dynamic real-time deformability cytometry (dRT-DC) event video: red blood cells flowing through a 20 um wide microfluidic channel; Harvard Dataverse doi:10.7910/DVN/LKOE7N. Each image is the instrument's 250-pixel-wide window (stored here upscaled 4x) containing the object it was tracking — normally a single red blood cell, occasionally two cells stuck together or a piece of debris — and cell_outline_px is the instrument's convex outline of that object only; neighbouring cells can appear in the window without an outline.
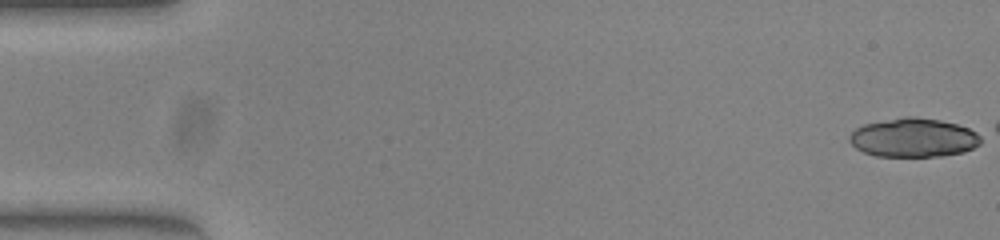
{"species": "common noctule bat (a hibernating species)", "species_latin": "Nyctalus noctula", "temperature_condition": "warm", "stored_images_in_passage": 9, "camera_frame_rate_fps": 3000, "um_per_image_px": 0.085, "animal": {"sex": "female", "body_mass_g": 23.0, "forearm_length_mm": 53.4}, "frame": {"image": 1, "passage_image": 1, "time_ms": 0.0, "image_size_px": [1000, 240], "cell_outline_px": [[980, 144], [964, 152], [940, 156], [876, 156], [864, 152], [856, 148], [848, 140], [848, 136], [856, 128], [864, 124], [904, 116], [916, 116], [940, 120], [956, 124], [968, 128], [976, 132], [980, 136]], "centroid_in_image_um": [77.63, 11.7], "position_along_channel_um": 7.4, "area_um2": 29.77}}